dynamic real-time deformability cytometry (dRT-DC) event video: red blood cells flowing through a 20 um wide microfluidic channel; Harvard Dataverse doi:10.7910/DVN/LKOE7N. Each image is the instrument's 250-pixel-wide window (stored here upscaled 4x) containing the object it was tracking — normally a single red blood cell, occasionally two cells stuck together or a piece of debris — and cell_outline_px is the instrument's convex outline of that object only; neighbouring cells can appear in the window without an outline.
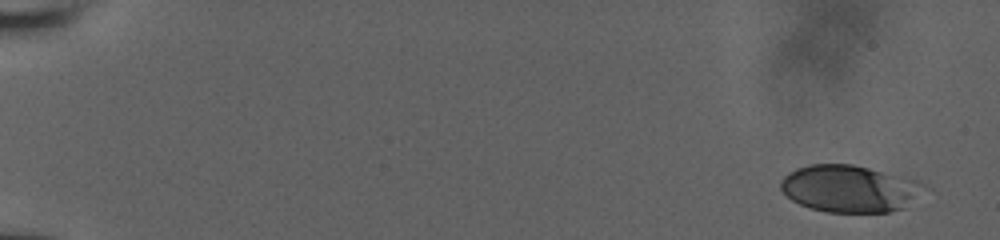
{"species": "human", "species_latin": "Homo sapiens", "temperature_condition": "room temperature", "stored_images_in_passage": 36, "camera_frame_rate_fps": 3000, "um_per_image_px": 0.085, "donor": {"sex": "male"}, "frame": {"image": 1, "passage_image": 1, "time_ms": 0.0, "image_size_px": [1000, 240], "cell_outline_px": [[932, 188], [904, 208], [888, 212], [828, 212], [808, 208], [792, 200], [780, 188], [780, 180], [788, 172], [796, 168], [808, 164], [852, 164], [916, 180]], "centroid_in_image_um": [72.25, 16.04], "position_along_channel_um": 12.8, "area_um2": 39.65}}
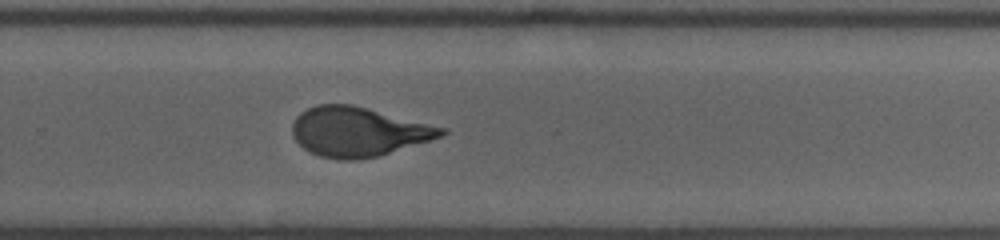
{"frame": {"image": 2, "passage_image": 20, "time_ms": 12.333, "image_size_px": [1000, 240], "cell_outline_px": [[448, 132], [432, 140], [376, 156], [360, 160], [340, 160], [320, 156], [304, 148], [292, 136], [292, 124], [296, 116], [300, 112], [316, 104], [352, 104], [448, 128]], "centroid_in_image_um": [30.45, 11.19], "position_along_channel_um": 299.4, "area_um2": 42.95}}
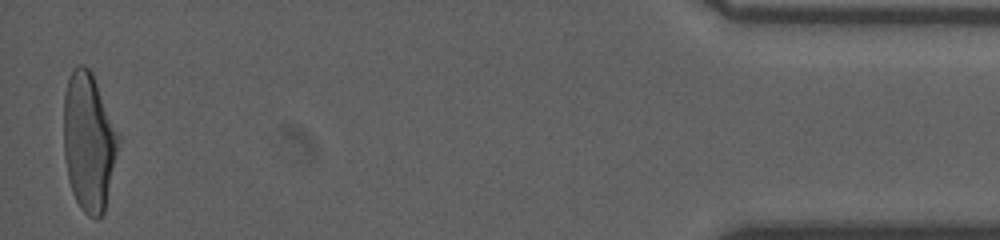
{"frame": {"image": 3, "passage_image": 35, "time_ms": 17.667, "image_size_px": [1000, 240], "cell_outline_px": [[120, 140], [104, 212], [96, 220], [88, 216], [80, 208], [72, 192], [68, 180], [64, 156], [64, 96], [68, 76], [72, 68], [76, 64], [84, 64], [92, 72], [120, 136]], "centroid_in_image_um": [7.53, 12.03], "position_along_channel_um": 427.7, "area_um2": 44.33}, "authors_computed_cell_mechanics": {"area_um2": 43.1477, "velocity_mm_per_s": 3.8694, "shape_relaxation_time_tau1_ms": 5.3599, "shape_relaxation_time_tau2_ms": null, "deformation_change_tau1": 0.2018, "deformation_change_tau2": null}}